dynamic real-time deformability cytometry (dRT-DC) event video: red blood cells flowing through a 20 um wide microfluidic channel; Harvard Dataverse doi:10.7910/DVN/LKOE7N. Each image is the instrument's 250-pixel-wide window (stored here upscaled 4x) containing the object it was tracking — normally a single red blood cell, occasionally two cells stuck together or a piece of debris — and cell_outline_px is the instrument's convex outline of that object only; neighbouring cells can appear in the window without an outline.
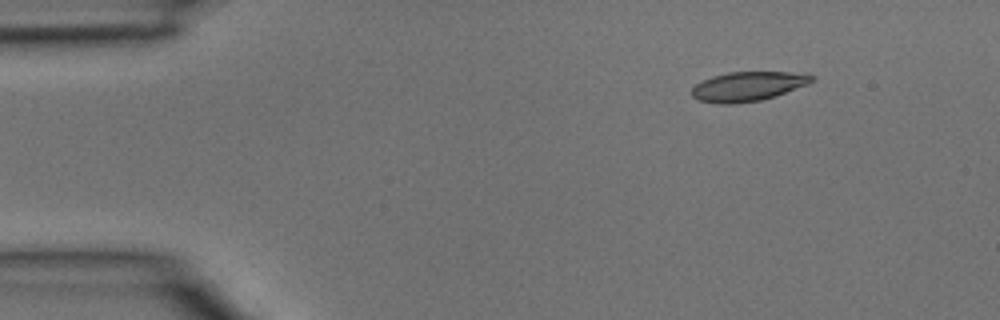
{"species": "common noctule bat (a hibernating species)", "species_latin": "Nyctalus noctula", "temperature_condition": "room temperature", "stored_images_in_passage": 4, "segment_of_instrument_passage": [1, 2], "camera_frame_rate_fps": 3000, "um_per_image_px": 0.085, "animal": {"sex": "male", "body_mass_g": 15.6}, "frame": {"image": 1, "passage_image": 2, "time_ms": 0.333, "image_size_px": [1000, 320], "cell_outline_px": [[816, 80], [808, 84], [760, 100], [728, 104], [720, 104], [700, 100], [692, 96], [692, 88], [696, 84], [712, 76], [728, 72], [808, 72], [816, 76]], "centroid_in_image_um": [63.63, 7.31], "position_along_channel_um": 21.4, "area_um2": 20.46}}